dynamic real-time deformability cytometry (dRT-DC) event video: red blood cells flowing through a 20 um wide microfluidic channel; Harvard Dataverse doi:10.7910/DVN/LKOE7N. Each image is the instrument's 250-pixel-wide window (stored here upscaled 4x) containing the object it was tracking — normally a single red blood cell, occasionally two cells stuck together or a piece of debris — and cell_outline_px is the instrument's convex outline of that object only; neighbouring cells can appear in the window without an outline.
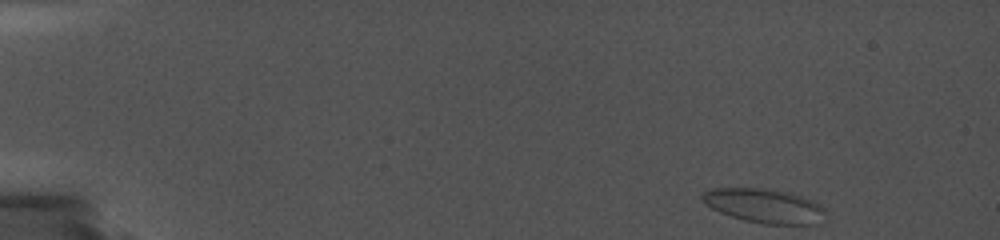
{"species": "common noctule bat (a hibernating species)", "species_latin": "Nyctalus noctula", "temperature_condition": "cold", "stored_images_in_passage": 25, "camera_frame_rate_fps": 5000, "um_per_image_px": 0.085, "animal": {"sex": "female", "body_mass_g": 19.0, "forearm_length_mm": 56.7}, "frame": {"image": 1, "passage_image": 1, "time_ms": 0.0, "image_size_px": [1000, 240], "cell_outline_px": [[828, 220], [816, 224], [764, 224], [744, 220], [720, 212], [704, 204], [700, 200], [700, 196], [704, 192], [712, 188], [764, 188], [792, 192], [812, 200], [820, 204], [824, 208]], "centroid_in_image_um": [65.02, 17.49], "position_along_channel_um": 20.0, "area_um2": 25.03}}
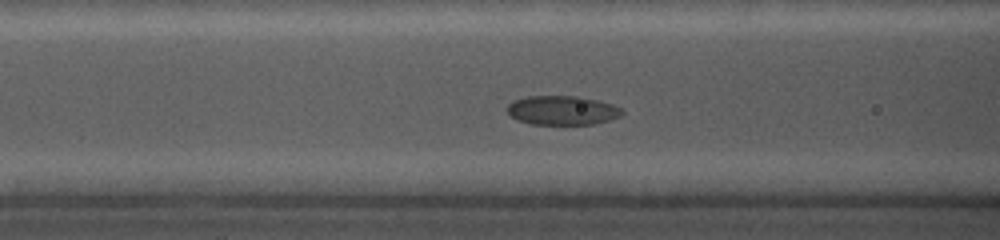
{"frame": {"image": 2, "passage_image": 11, "time_ms": 6.6, "image_size_px": [1000, 240], "cell_outline_px": [[624, 112], [620, 116], [608, 120], [592, 124], [532, 124], [520, 120], [512, 116], [504, 108], [512, 100], [528, 96], [580, 96], [612, 104], [620, 108]], "centroid_in_image_um": [47.76, 9.36], "position_along_channel_um": 118.8, "area_um2": 19.42}}
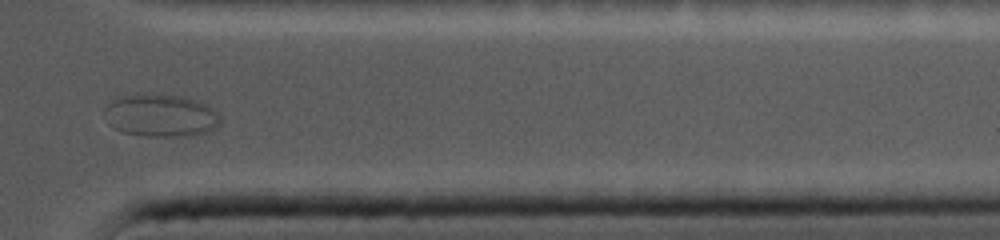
{"frame": {"image": 3, "passage_image": 23, "time_ms": 14.6, "image_size_px": [1000, 240], "cell_outline_px": [[220, 124], [208, 132], [180, 136], [144, 136], [124, 132], [112, 128], [108, 124], [104, 112], [104, 108], [108, 104], [120, 96], [180, 96], [204, 104], [212, 108], [220, 116]], "centroid_in_image_um": [13.64, 9.86], "position_along_channel_um": 397.8, "area_um2": 27.98}}